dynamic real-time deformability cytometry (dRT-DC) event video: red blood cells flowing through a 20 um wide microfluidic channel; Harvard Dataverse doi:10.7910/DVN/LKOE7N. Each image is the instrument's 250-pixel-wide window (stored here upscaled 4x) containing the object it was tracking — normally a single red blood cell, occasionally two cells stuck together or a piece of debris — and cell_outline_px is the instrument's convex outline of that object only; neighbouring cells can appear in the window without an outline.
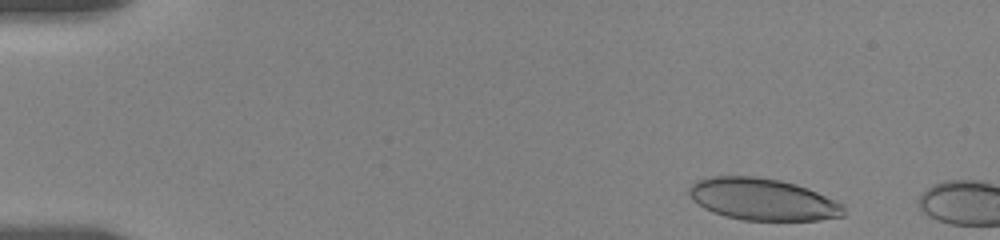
{"species": "human", "species_latin": "Homo sapiens", "temperature_condition": "room temperature", "stored_images_in_passage": 11, "camera_frame_rate_fps": 3000, "um_per_image_px": 0.085, "donor": {"sex": "female"}, "frame": {"image": 1, "passage_image": 3, "time_ms": 0.333, "image_size_px": [1000, 240], "cell_outline_px": [[844, 216], [820, 220], [740, 220], [724, 216], [712, 212], [704, 208], [688, 192], [688, 188], [696, 180], [712, 176], [756, 176], [780, 180], [796, 184], [808, 188], [836, 200], [844, 204]], "centroid_in_image_um": [64.86, 16.94], "position_along_channel_um": 20.1, "area_um2": 37.86}}